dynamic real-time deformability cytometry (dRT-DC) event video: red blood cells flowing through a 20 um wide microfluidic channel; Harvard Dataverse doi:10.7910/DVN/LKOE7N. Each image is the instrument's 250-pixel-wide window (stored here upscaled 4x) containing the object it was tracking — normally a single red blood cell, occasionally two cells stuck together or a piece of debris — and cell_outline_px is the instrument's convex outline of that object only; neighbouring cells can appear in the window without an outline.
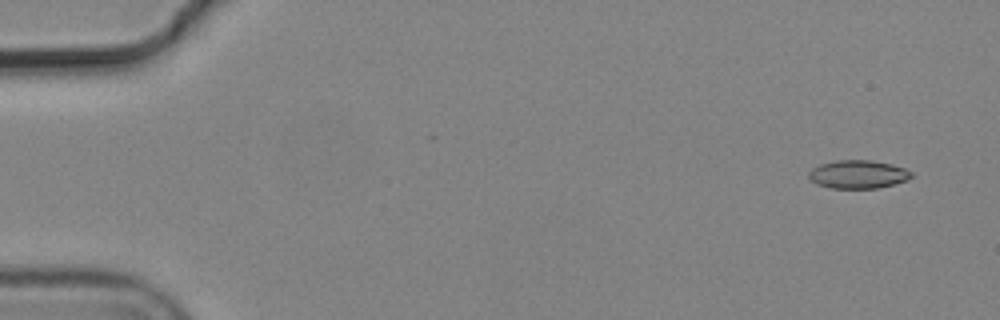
{"species": "common noctule bat (a hibernating species)", "species_latin": "Nyctalus noctula", "temperature_condition": "cold", "stored_images_in_passage": 3, "camera_frame_rate_fps": 3000, "um_per_image_px": 0.085, "animal": {"sex": "male", "body_mass_g": 19.2, "forearm_length_mm": 51.8}, "frame": {"image": 1, "passage_image": 1, "time_ms": 0.0, "image_size_px": [1000, 320], "cell_outline_px": [[912, 176], [908, 180], [876, 188], [832, 188], [816, 184], [808, 176], [808, 172], [812, 168], [820, 164], [836, 160], [872, 160], [892, 164], [904, 168], [912, 172]], "centroid_in_image_um": [72.92, 14.81], "position_along_channel_um": 12.1, "area_um2": 16.88}}
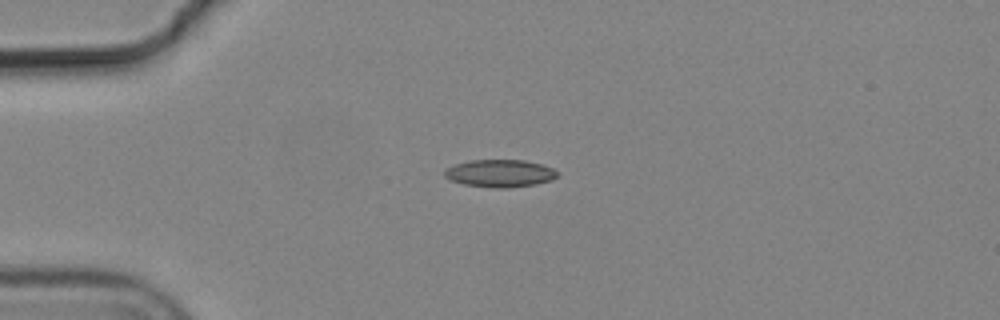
{"frame": {"image": 2, "passage_image": 3, "time_ms": 0.667, "image_size_px": [1000, 320], "cell_outline_px": [[560, 172], [552, 180], [536, 184], [508, 188], [496, 188], [464, 184], [452, 180], [444, 176], [444, 172], [448, 168], [456, 164], [472, 160], [524, 160], [544, 164]], "centroid_in_image_um": [42.55, 14.73], "position_along_channel_um": 42.4, "area_um2": 18.03}}